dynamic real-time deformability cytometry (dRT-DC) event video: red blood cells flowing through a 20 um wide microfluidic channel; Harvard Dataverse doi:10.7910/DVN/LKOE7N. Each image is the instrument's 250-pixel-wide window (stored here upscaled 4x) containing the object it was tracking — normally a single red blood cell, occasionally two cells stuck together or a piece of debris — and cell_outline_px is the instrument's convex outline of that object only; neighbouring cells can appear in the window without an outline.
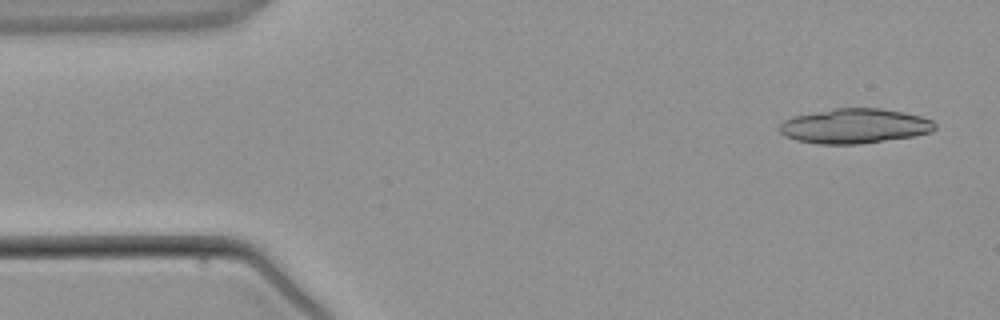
{"species": "common noctule bat (a hibernating species)", "species_latin": "Nyctalus noctula", "temperature_condition": "warm", "stored_images_in_passage": 5, "segment_of_instrument_passage": [1, 2], "camera_frame_rate_fps": 3000, "um_per_image_px": 0.085, "animal": {"sex": "male", "body_mass_g": 21.5, "forearm_length_mm": 52.0}, "frame": {"image": 1, "passage_image": 1, "time_ms": 0.0, "image_size_px": [1000, 320], "cell_outline_px": [[936, 128], [932, 132], [916, 136], [860, 144], [820, 144], [796, 140], [784, 136], [780, 132], [780, 124], [784, 120], [792, 116], [832, 108], [880, 108], [904, 112], [920, 116], [932, 120], [936, 124]], "centroid_in_image_um": [72.65, 10.71], "position_along_channel_um": 12.3, "area_um2": 31.79}}